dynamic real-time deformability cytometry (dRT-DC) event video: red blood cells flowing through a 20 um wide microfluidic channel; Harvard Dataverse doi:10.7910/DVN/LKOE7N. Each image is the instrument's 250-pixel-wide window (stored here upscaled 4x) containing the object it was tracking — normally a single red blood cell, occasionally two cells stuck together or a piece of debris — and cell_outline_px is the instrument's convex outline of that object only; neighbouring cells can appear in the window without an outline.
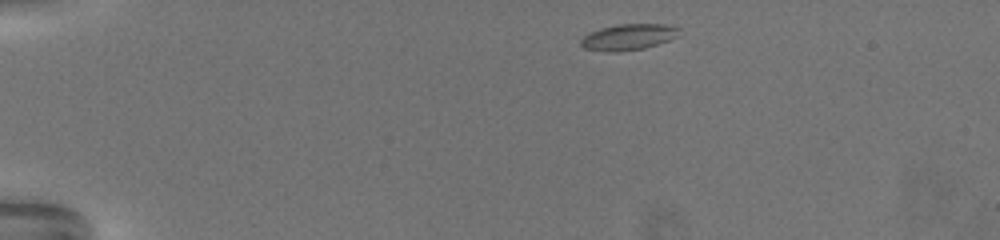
{"species": "common noctule bat (a hibernating species)", "species_latin": "Nyctalus noctula", "temperature_condition": "warm", "stored_images_in_passage": 57, "camera_frame_rate_fps": 3000, "um_per_image_px": 0.085, "animal": {"sex": "female", "body_mass_g": 19.5, "forearm_length_mm": 54.1}, "frame": {"image": 1, "passage_image": 1, "time_ms": 0.0, "image_size_px": [1000, 240], "cell_outline_px": [[680, 28], [676, 36], [668, 40], [644, 48], [620, 52], [612, 52], [584, 48], [580, 44], [580, 40], [584, 36], [600, 28], [616, 24], [668, 24]], "centroid_in_image_um": [53.4, 3.14], "position_along_channel_um": 31.6, "area_um2": 14.8}}
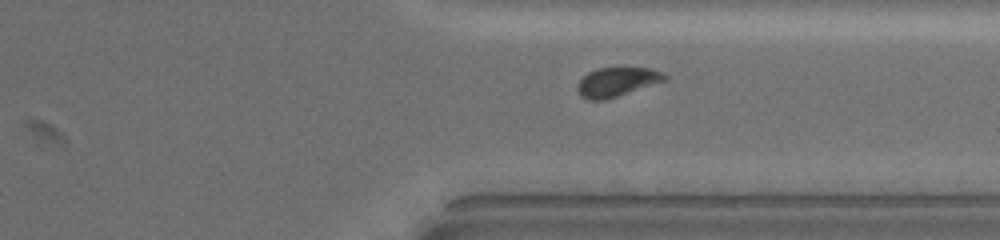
{"frame": {"image": 2, "passage_image": 42, "time_ms": 13.667, "image_size_px": [1000, 240], "cell_outline_px": [[668, 80], [604, 100], [588, 100], [580, 96], [576, 88], [576, 84], [588, 72], [596, 68], [652, 68], [664, 72], [668, 76]], "centroid_in_image_um": [52.45, 6.96], "position_along_channel_um": 359.0, "area_um2": 14.97}}
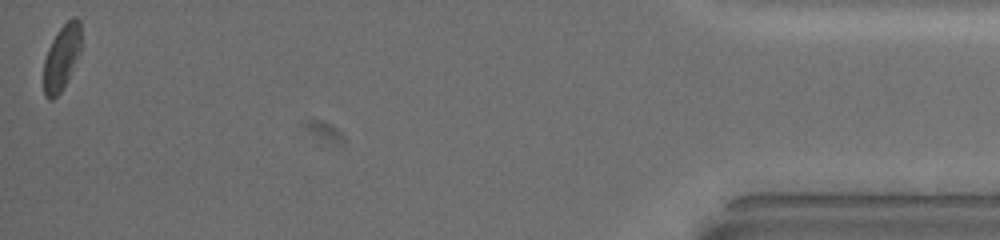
{"frame": {"image": 3, "passage_image": 57, "time_ms": 18.667, "image_size_px": [1000, 240], "cell_outline_px": [[80, 52], [60, 92], [52, 100], [48, 100], [44, 96], [44, 60], [48, 48], [52, 40], [60, 28], [72, 16], [76, 16], [80, 20]], "centroid_in_image_um": [5.22, 4.86], "position_along_channel_um": 430.0, "area_um2": 13.99}, "authors_computed_cell_mechanics": {"area_um2": 15.028, "velocity_mm_per_s": 3.0367, "shape_relaxation_time_tau1_ms": 2.8214, "shape_relaxation_time_tau2_ms": 1.8258, "deformation_change_tau1": 0.117, "deformation_change_tau2": 0.0601}}